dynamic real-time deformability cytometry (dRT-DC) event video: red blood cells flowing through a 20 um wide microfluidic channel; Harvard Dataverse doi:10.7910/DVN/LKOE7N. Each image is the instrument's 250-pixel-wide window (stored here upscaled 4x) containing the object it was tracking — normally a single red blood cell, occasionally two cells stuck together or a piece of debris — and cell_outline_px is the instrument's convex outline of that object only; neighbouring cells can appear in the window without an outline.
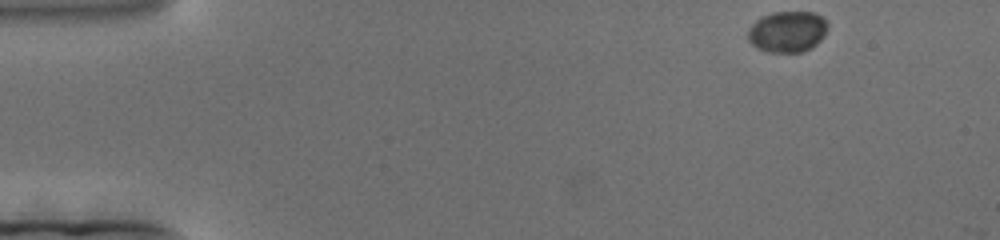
{"species": "human", "species_latin": "Homo sapiens", "temperature_condition": "cold", "stored_images_in_passage": 181, "camera_frame_rate_fps": 3000, "um_per_image_px": 0.085, "donor": {"sex": "female"}, "frame": {"image": 1, "passage_image": 1, "time_ms": 0.0, "image_size_px": [1000, 240], "cell_outline_px": [[828, 28], [824, 36], [812, 48], [804, 52], [768, 52], [756, 48], [748, 40], [748, 28], [760, 16], [772, 12], [816, 12], [828, 24]], "centroid_in_image_um": [66.92, 2.69], "position_along_channel_um": 18.1, "area_um2": 19.36}}
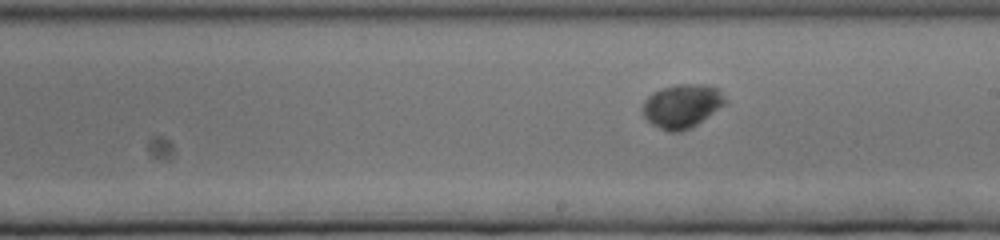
{"frame": {"image": 2, "passage_image": 95, "time_ms": 31.333, "image_size_px": [1000, 240], "cell_outline_px": [[728, 104], [692, 128], [680, 132], [668, 132], [652, 124], [644, 116], [644, 100], [652, 92], [660, 88], [676, 84], [704, 84], [720, 88], [728, 100]], "centroid_in_image_um": [58.05, 9.0], "position_along_channel_um": 231.0, "area_um2": 21.56}}
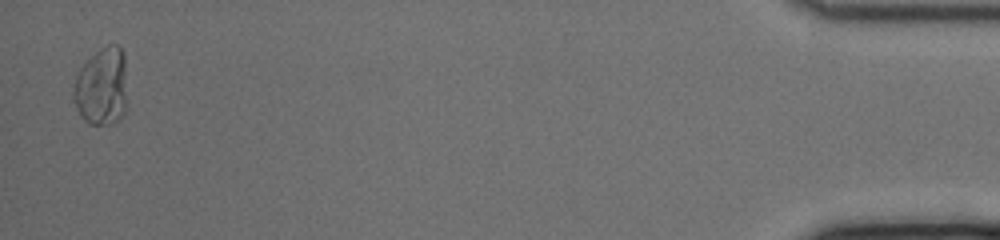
{"frame": {"image": 3, "passage_image": 177, "time_ms": 58.667, "image_size_px": [1000, 240], "cell_outline_px": [[124, 112], [120, 120], [112, 124], [88, 124], [80, 116], [72, 100], [72, 92], [76, 72], [100, 48], [108, 44], [120, 44], [124, 52]], "centroid_in_image_um": [8.59, 7.37], "position_along_channel_um": 426.6, "area_um2": 24.45}}